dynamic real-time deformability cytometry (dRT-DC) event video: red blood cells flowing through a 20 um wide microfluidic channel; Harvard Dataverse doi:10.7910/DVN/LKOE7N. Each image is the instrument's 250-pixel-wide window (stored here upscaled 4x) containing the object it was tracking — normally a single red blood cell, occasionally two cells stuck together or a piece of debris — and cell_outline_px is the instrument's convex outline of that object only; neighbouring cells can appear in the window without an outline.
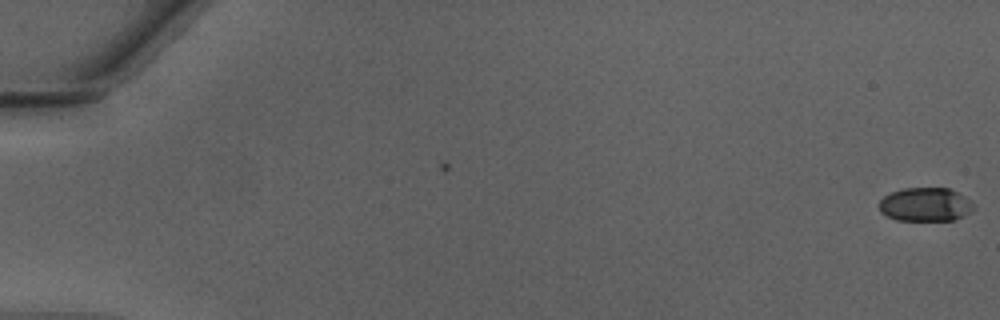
{"species": "Egyptian fruit bat (a non-hibernating species)", "species_latin": "Rousettus aegyptiacus", "temperature_condition": "warm", "stored_images_in_passage": 5, "camera_frame_rate_fps": 3000, "um_per_image_px": 0.085, "animal": {"sex": "male"}, "frame": {"image": 1, "passage_image": 5, "time_ms": 1.333, "image_size_px": [1000, 320], "cell_outline_px": [[976, 208], [964, 216], [956, 220], [896, 220], [880, 212], [880, 200], [884, 196], [892, 192], [904, 188], [948, 188], [964, 196]], "centroid_in_image_um": [78.66, 17.39], "position_along_channel_um": 6.3, "area_um2": 18.44}}